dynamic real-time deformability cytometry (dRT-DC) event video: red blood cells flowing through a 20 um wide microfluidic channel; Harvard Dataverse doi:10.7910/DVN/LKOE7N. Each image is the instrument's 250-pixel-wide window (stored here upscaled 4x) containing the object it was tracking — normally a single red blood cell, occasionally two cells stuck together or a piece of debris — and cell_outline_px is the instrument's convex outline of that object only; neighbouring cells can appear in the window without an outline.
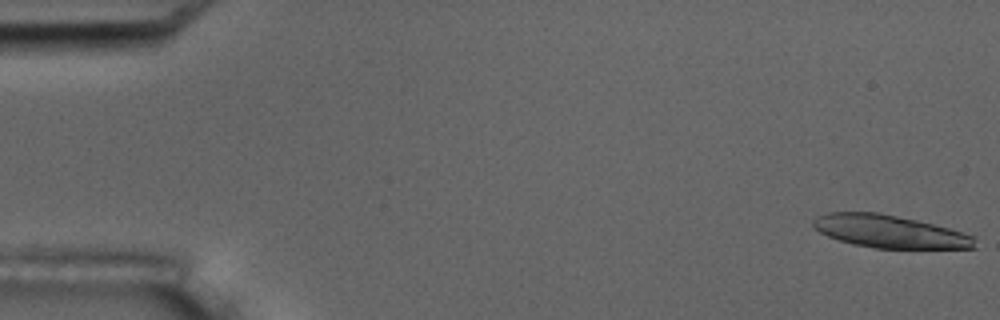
{"species": "common noctule bat (a hibernating species)", "species_latin": "Nyctalus noctula", "temperature_condition": "room temperature", "stored_images_in_passage": 5, "camera_frame_rate_fps": 3000, "um_per_image_px": 0.085, "animal": {"sex": "male", "body_mass_g": 17.5, "forearm_length_mm": 52.3}, "frame": {"image": 1, "passage_image": 1, "time_ms": 0.0, "image_size_px": [1000, 320], "cell_outline_px": [[976, 248], [876, 248], [852, 244], [828, 236], [812, 228], [812, 220], [816, 216], [828, 212], [880, 212], [916, 220], [948, 228], [976, 236]], "centroid_in_image_um": [75.59, 19.67], "position_along_channel_um": 9.4, "area_um2": 30.87}}